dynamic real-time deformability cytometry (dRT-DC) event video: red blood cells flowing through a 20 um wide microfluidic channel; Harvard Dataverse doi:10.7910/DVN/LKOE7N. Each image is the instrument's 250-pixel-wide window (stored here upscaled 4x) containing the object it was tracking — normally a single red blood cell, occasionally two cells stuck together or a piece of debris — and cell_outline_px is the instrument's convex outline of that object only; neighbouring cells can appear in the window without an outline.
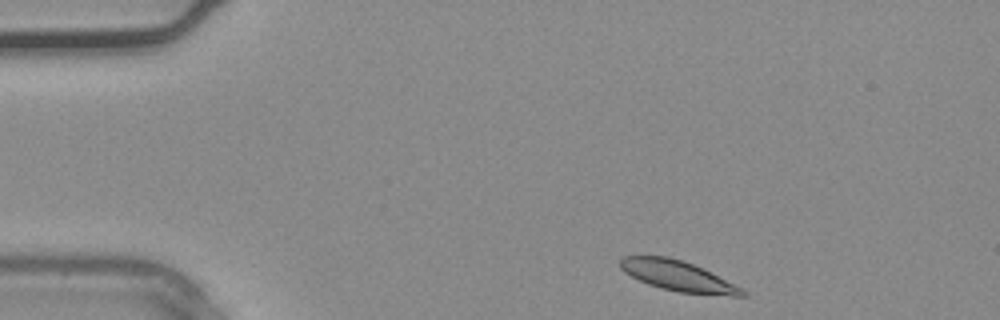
{"species": "common noctule bat (a hibernating species)", "species_latin": "Nyctalus noctula", "temperature_condition": "warm", "stored_images_in_passage": 32, "camera_frame_rate_fps": 3000, "um_per_image_px": 0.085, "animal": {"sex": "male", "body_mass_g": 20.4}, "frame": {"image": 1, "passage_image": 1, "time_ms": 0.0, "image_size_px": [1000, 320], "cell_outline_px": [[748, 296], [732, 296], [680, 292], [660, 288], [648, 284], [624, 272], [620, 268], [620, 260], [624, 256], [668, 256], [692, 264], [744, 288], [748, 292]], "centroid_in_image_um": [57.66, 23.47], "position_along_channel_um": 27.3, "area_um2": 21.39}}
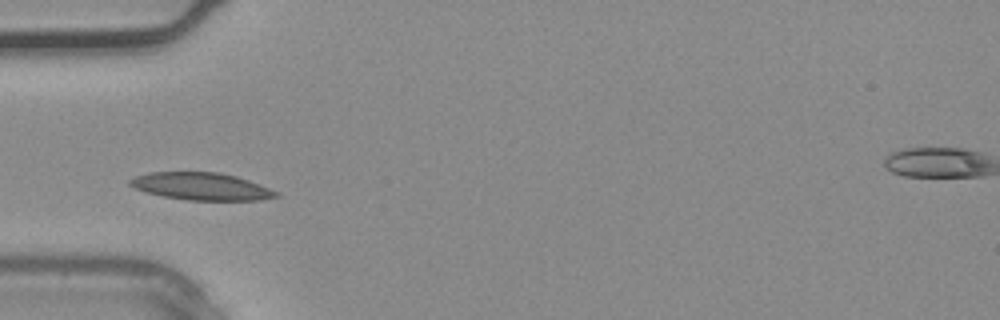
{"frame": {"image": 2, "passage_image": 7, "time_ms": 2.0, "image_size_px": [1000, 320], "cell_outline_px": [[280, 196], [260, 200], [188, 200], [164, 196], [144, 192], [128, 184], [128, 180], [136, 176], [148, 172], [220, 172], [236, 176], [260, 184], [280, 192]], "centroid_in_image_um": [17.13, 15.84], "position_along_channel_um": 67.9, "area_um2": 23.41}}
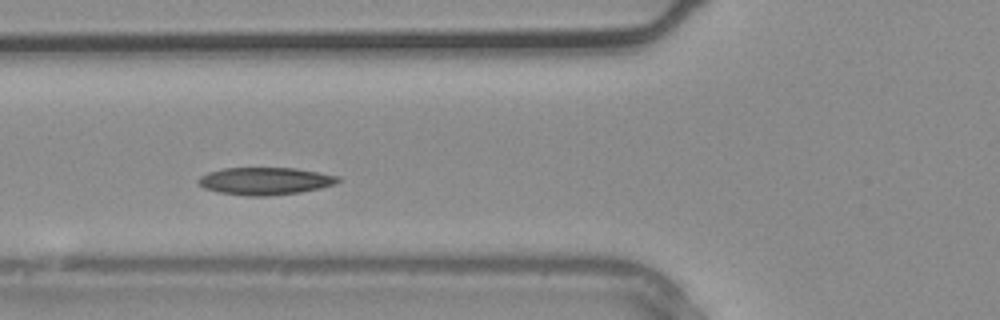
{"frame": {"image": 3, "passage_image": 9, "time_ms": 2.667, "image_size_px": [1000, 320], "cell_outline_px": [[340, 180], [332, 184], [320, 188], [300, 192], [264, 196], [248, 196], [220, 192], [204, 188], [196, 180], [200, 176], [208, 172], [224, 168], [296, 168], [340, 176]], "centroid_in_image_um": [22.52, 15.38], "position_along_channel_um": 103.3, "area_um2": 22.14}}